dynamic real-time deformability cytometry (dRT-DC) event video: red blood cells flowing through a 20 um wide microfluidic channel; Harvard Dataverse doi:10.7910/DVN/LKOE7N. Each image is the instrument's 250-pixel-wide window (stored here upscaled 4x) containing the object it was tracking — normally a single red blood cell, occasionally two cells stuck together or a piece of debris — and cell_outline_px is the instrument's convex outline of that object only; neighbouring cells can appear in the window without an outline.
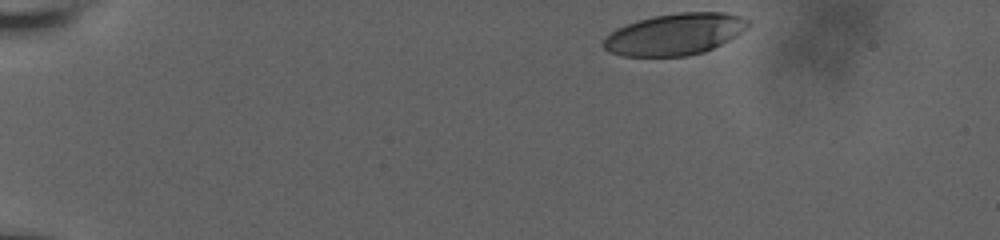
{"species": "human", "species_latin": "Homo sapiens", "temperature_condition": "room temperature", "stored_images_in_passage": 31, "camera_frame_rate_fps": 3000, "um_per_image_px": 0.085, "donor": {"sex": "male"}, "frame": {"image": 1, "passage_image": 1, "time_ms": 0.0, "image_size_px": [1000, 240], "cell_outline_px": [[752, 24], [748, 28], [736, 36], [704, 52], [688, 56], [624, 56], [608, 52], [600, 44], [616, 28], [652, 16], [680, 12], [728, 12], [740, 16], [748, 20]], "centroid_in_image_um": [57.38, 2.91], "position_along_channel_um": 27.6, "area_um2": 35.08}}
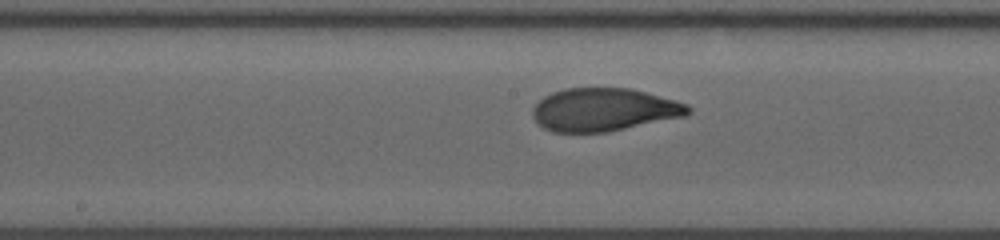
{"frame": {"image": 2, "passage_image": 18, "time_ms": 7.667, "image_size_px": [1000, 240], "cell_outline_px": [[692, 112], [684, 116], [608, 132], [552, 132], [536, 124], [532, 116], [532, 108], [544, 96], [552, 92], [564, 88], [628, 88], [676, 100], [688, 104], [692, 108]], "centroid_in_image_um": [51.31, 9.33], "position_along_channel_um": 196.9, "area_um2": 39.07}}
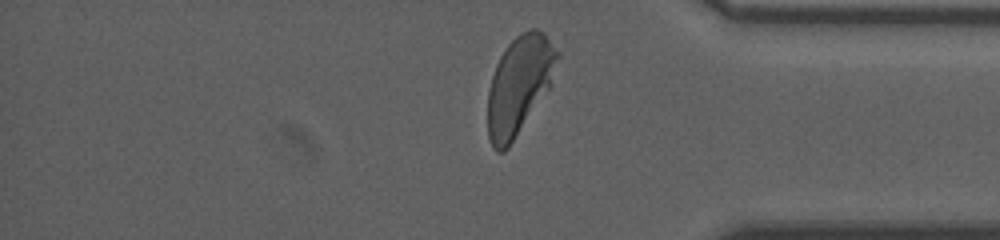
{"frame": {"image": 3, "passage_image": 30, "time_ms": 13.333, "image_size_px": [1000, 240], "cell_outline_px": [[560, 56], [548, 88], [508, 148], [504, 152], [496, 152], [492, 148], [488, 136], [488, 92], [492, 76], [496, 64], [504, 48], [516, 36], [528, 28], [536, 28], [544, 32], [560, 52]], "centroid_in_image_um": [44.12, 7.2], "position_along_channel_um": 391.1, "area_um2": 39.59}, "authors_computed_cell_mechanics": {"area_um2": 38.5526, "velocity_mm_per_s": 3.6189, "shape_relaxation_time_tau1_ms": 3.6756, "shape_relaxation_time_tau2_ms": null, "deformation_change_tau1": 0.1587, "deformation_change_tau2": null}}